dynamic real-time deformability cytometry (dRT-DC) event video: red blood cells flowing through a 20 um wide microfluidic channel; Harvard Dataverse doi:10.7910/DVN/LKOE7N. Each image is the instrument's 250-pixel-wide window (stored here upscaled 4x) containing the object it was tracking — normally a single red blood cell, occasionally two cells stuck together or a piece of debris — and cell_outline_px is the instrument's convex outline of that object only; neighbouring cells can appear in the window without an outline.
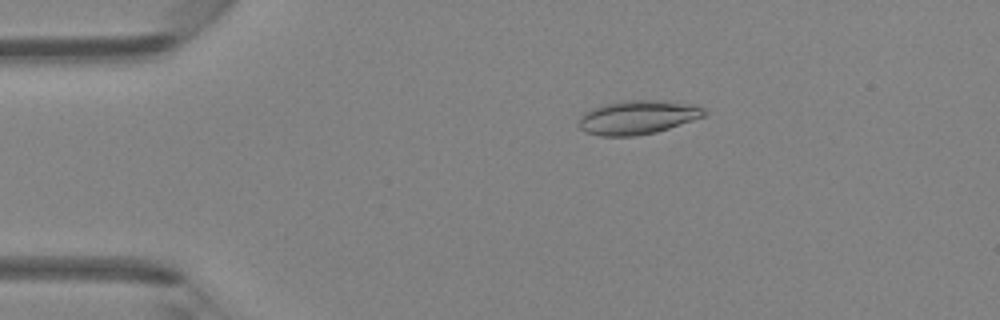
{"species": "Egyptian fruit bat (a non-hibernating species)", "species_latin": "Rousettus aegyptiacus", "temperature_condition": "room temperature", "stored_images_in_passage": 47, "camera_frame_rate_fps": 3000, "um_per_image_px": 0.085, "animal": {"sex": "female"}, "frame": {"image": 1, "passage_image": 9, "time_ms": 2.667, "image_size_px": [1000, 320], "cell_outline_px": [[708, 112], [704, 116], [656, 132], [636, 136], [600, 136], [584, 132], [580, 128], [580, 116], [584, 112], [592, 108], [604, 104], [624, 100], [660, 100], [684, 104], [704, 108]], "centroid_in_image_um": [54.15, 9.98], "position_along_channel_um": 30.9, "area_um2": 24.51}}
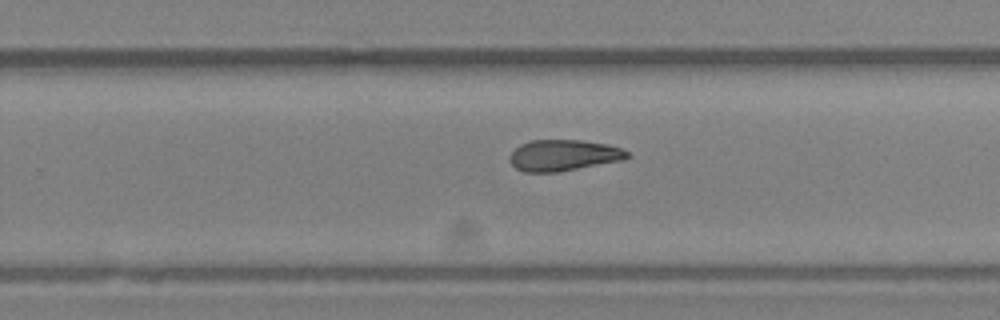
{"frame": {"image": 2, "passage_image": 30, "time_ms": 9.667, "image_size_px": [1000, 320], "cell_outline_px": [[628, 156], [624, 160], [556, 172], [524, 172], [516, 168], [508, 160], [508, 156], [520, 144], [532, 140], [580, 140], [608, 144], [620, 148], [628, 152]], "centroid_in_image_um": [47.87, 13.2], "position_along_channel_um": 281.9, "area_um2": 21.27}}
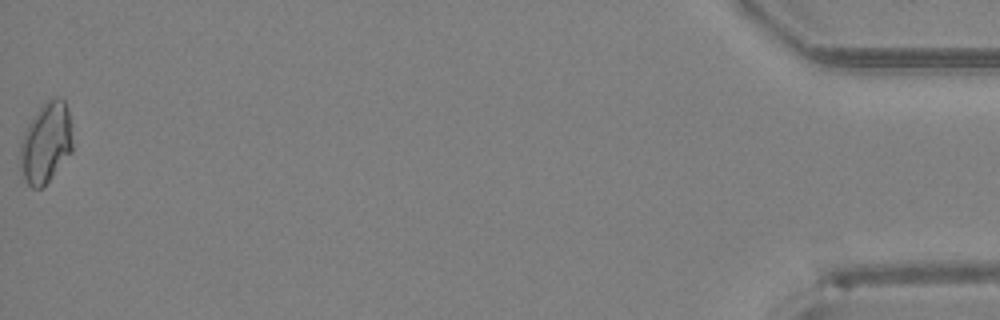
{"frame": {"image": 3, "passage_image": 47, "time_ms": 15.333, "image_size_px": [1000, 320], "cell_outline_px": [[72, 152], [52, 176], [40, 188], [32, 188], [28, 184], [20, 168], [20, 144], [24, 132], [28, 124], [40, 108], [52, 96], [60, 96], [64, 100], [68, 108], [72, 144]], "centroid_in_image_um": [3.91, 12.11], "position_along_channel_um": 431.3, "area_um2": 24.28}, "authors_computed_cell_mechanics": {"area_um2": 22.4264, "velocity_mm_per_s": 4.3455, "shape_relaxation_time_tau1_ms": null, "shape_relaxation_time_tau2_ms": 5.8164, "deformation_change_tau1": null, "deformation_change_tau2": 0.1217}}